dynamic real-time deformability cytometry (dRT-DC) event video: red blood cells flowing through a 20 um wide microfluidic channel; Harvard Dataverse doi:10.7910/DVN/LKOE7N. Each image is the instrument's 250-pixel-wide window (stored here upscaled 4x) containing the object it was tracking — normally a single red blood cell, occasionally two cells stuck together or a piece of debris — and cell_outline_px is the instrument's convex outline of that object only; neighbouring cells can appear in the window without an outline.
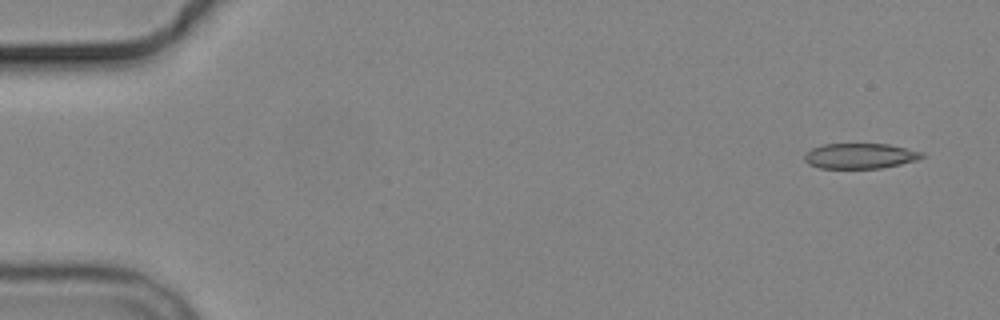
{"species": "common noctule bat (a hibernating species)", "species_latin": "Nyctalus noctula", "temperature_condition": "cold", "stored_images_in_passage": 9, "camera_frame_rate_fps": 3000, "um_per_image_px": 0.085, "animal": {"sex": "male", "body_mass_g": 19.2, "forearm_length_mm": 51.8}, "frame": {"image": 1, "passage_image": 1, "time_ms": 0.0, "image_size_px": [1000, 320], "cell_outline_px": [[924, 156], [916, 160], [900, 164], [880, 168], [820, 168], [808, 164], [804, 160], [804, 156], [812, 148], [824, 144], [888, 144], [924, 152]], "centroid_in_image_um": [73.1, 13.25], "position_along_channel_um": 11.9, "area_um2": 17.22}}
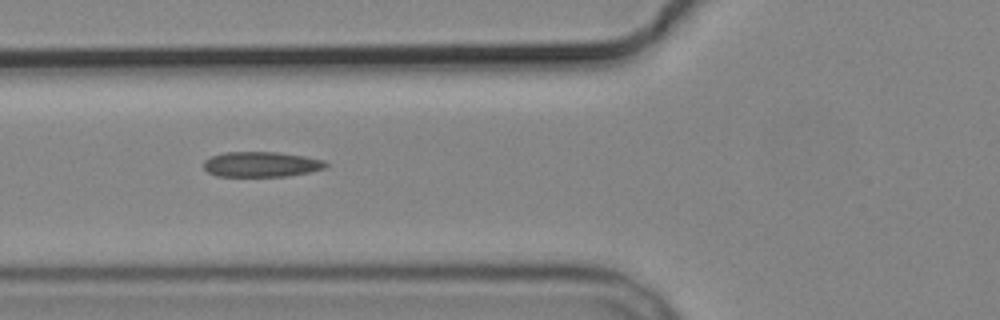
{"frame": {"image": 2, "passage_image": 6, "time_ms": 6.0, "image_size_px": [1000, 320], "cell_outline_px": [[328, 164], [324, 168], [308, 172], [284, 176], [216, 176], [208, 172], [204, 168], [204, 160], [212, 156], [224, 152], [276, 152], [304, 156], [324, 160]], "centroid_in_image_um": [22.18, 13.96], "position_along_channel_um": 103.6, "area_um2": 17.8}}
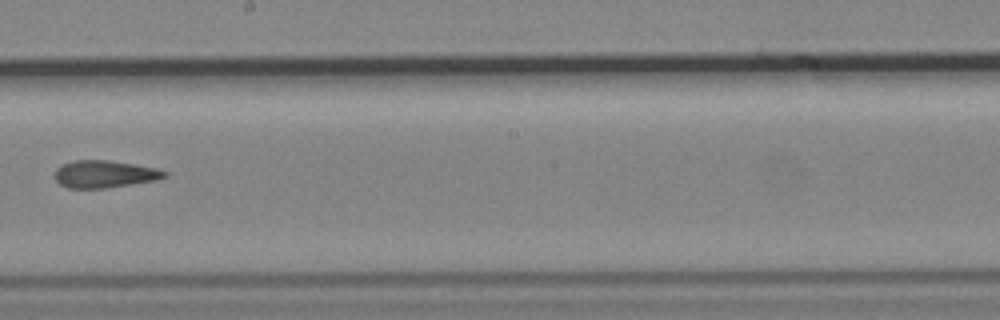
{"frame": {"image": 3, "passage_image": 9, "time_ms": 9.667, "image_size_px": [1000, 320], "cell_outline_px": [[168, 176], [156, 180], [104, 188], [68, 188], [60, 184], [56, 180], [56, 168], [60, 164], [72, 160], [108, 160], [136, 164], [156, 168], [168, 172]], "centroid_in_image_um": [8.88, 14.78], "position_along_channel_um": 239.3, "area_um2": 17.51}}